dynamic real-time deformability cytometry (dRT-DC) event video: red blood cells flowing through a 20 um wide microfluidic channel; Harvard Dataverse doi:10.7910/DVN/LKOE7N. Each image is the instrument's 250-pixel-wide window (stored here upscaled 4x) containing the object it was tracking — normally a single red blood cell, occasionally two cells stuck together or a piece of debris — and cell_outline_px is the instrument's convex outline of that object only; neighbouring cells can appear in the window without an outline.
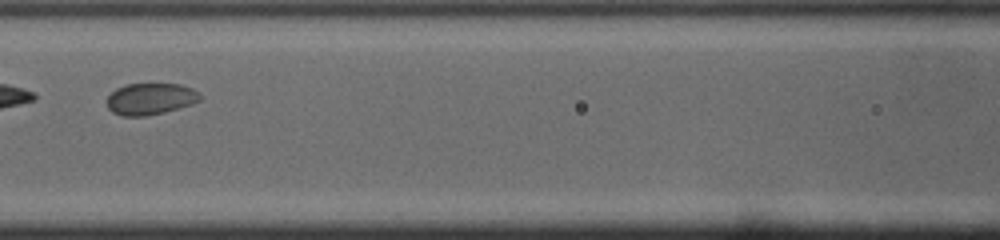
{"species": "common noctule bat (a hibernating species)", "species_latin": "Nyctalus noctula", "temperature_condition": "cold", "stored_images_in_passage": 21, "camera_frame_rate_fps": 3000, "um_per_image_px": 0.085, "animal": {"sex": "male", "body_mass_g": 19.0, "forearm_length_mm": 50.8}, "frame": {"image": 1, "passage_image": 7, "time_ms": 2.0, "image_size_px": [1000, 240], "cell_outline_px": [[200, 100], [192, 104], [164, 112], [148, 116], [120, 116], [112, 112], [108, 108], [108, 96], [116, 88], [128, 84], [180, 84], [192, 88], [200, 92]], "centroid_in_image_um": [12.79, 8.41], "position_along_channel_um": 153.8, "area_um2": 17.17}}
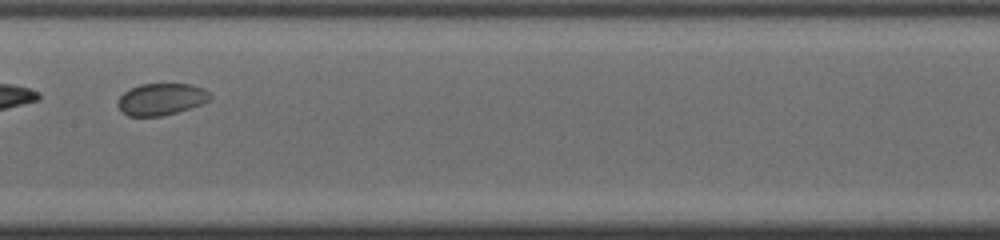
{"frame": {"image": 2, "passage_image": 10, "time_ms": 3.0, "image_size_px": [1000, 240], "cell_outline_px": [[212, 100], [176, 112], [160, 116], [128, 116], [116, 104], [120, 96], [124, 92], [140, 84], [192, 84], [204, 88], [212, 96]], "centroid_in_image_um": [13.72, 8.42], "position_along_channel_um": 193.7, "area_um2": 16.99}}